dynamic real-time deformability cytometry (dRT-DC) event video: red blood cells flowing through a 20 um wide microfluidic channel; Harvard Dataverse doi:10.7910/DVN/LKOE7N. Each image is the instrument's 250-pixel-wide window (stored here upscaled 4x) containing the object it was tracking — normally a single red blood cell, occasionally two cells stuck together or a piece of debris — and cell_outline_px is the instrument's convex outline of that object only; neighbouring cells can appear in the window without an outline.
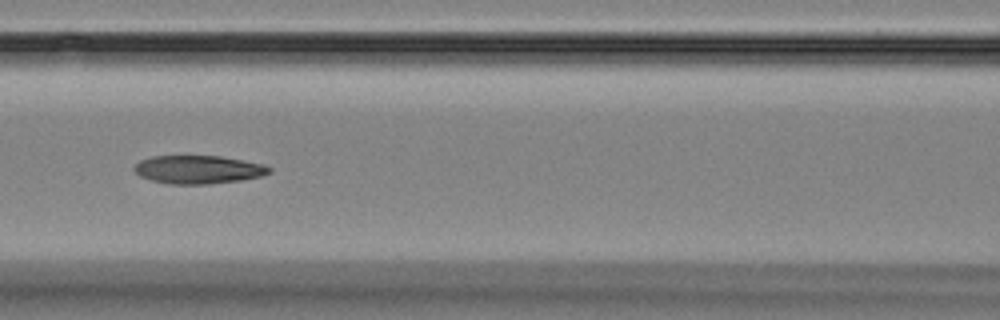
{"species": "Egyptian fruit bat (a non-hibernating species)", "species_latin": "Rousettus aegyptiacus", "temperature_condition": "room temperature", "stored_images_in_passage": 8, "camera_frame_rate_fps": 3000, "um_per_image_px": 0.085, "animal": {"sex": "female"}, "frame": {"image": 1, "passage_image": 7, "time_ms": 7.0, "image_size_px": [1000, 320], "cell_outline_px": [[272, 172], [260, 176], [240, 180], [208, 184], [168, 184], [152, 180], [140, 176], [132, 168], [140, 160], [152, 156], [220, 156], [264, 164], [272, 168]], "centroid_in_image_um": [16.85, 14.41], "position_along_channel_um": 149.7, "area_um2": 22.2}}
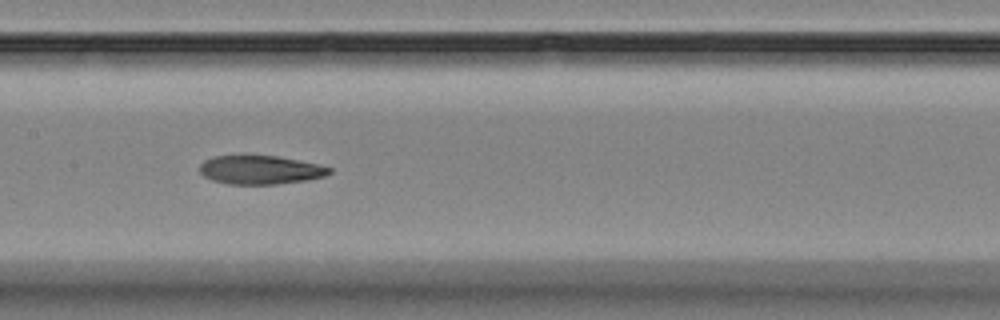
{"frame": {"image": 2, "passage_image": 8, "time_ms": 8.0, "image_size_px": [1000, 320], "cell_outline_px": [[332, 172], [324, 176], [308, 180], [276, 184], [228, 184], [212, 180], [204, 176], [200, 172], [200, 164], [204, 160], [212, 156], [276, 156], [316, 164], [332, 168]], "centroid_in_image_um": [22.1, 14.45], "position_along_channel_um": 185.3, "area_um2": 21.5}}